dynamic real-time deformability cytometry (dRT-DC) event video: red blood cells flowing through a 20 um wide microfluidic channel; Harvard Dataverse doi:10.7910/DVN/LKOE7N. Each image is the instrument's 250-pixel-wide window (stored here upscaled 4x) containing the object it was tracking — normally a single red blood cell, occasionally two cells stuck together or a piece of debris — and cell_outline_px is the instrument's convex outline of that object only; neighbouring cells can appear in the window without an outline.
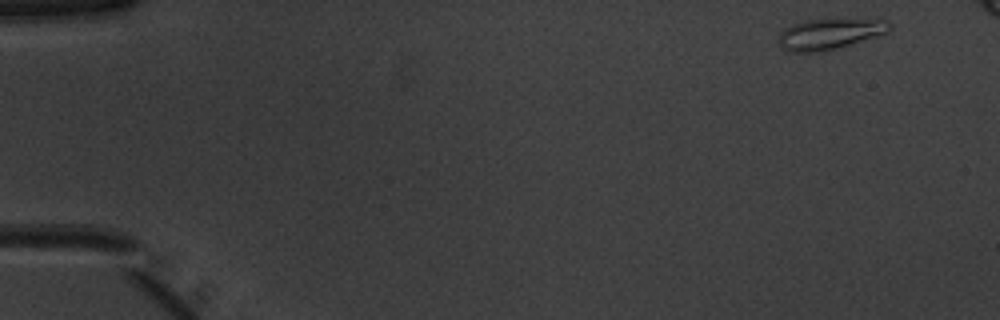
{"species": "common noctule bat (a hibernating species)", "species_latin": "Nyctalus noctula", "temperature_condition": "warm", "stored_images_in_passage": 46, "camera_frame_rate_fps": 3000, "um_per_image_px": 0.085, "animal": {"sex": "male", "body_mass_g": 20.1, "forearm_length_mm": 53.5}, "frame": {"image": 1, "passage_image": 1, "time_ms": 0.0, "image_size_px": [1000, 320], "cell_outline_px": [[892, 28], [888, 32], [876, 36], [836, 48], [820, 52], [792, 52], [780, 48], [776, 40], [780, 32], [784, 28], [792, 24], [804, 20], [840, 16], [888, 20], [892, 24]], "centroid_in_image_um": [70.52, 2.82], "position_along_channel_um": 14.5, "area_um2": 20.98}}
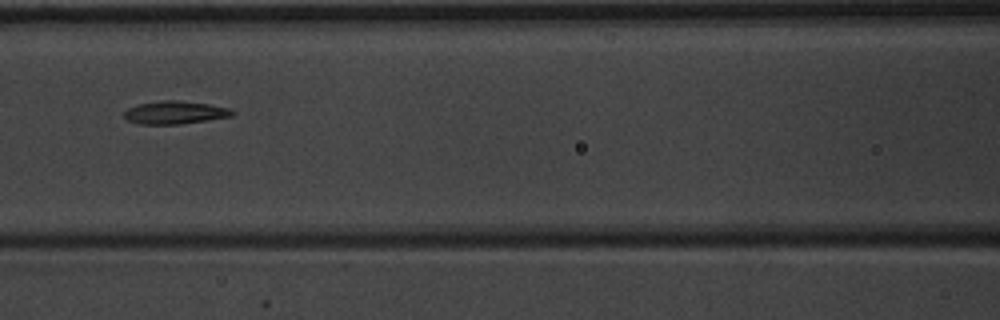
{"frame": {"image": 2, "passage_image": 21, "time_ms": 6.667, "image_size_px": [1000, 320], "cell_outline_px": [[236, 112], [232, 116], [208, 120], [180, 124], [136, 124], [128, 120], [124, 116], [124, 112], [128, 108], [140, 104], [164, 100], [176, 100], [208, 104], [228, 108]], "centroid_in_image_um": [14.87, 9.57], "position_along_channel_um": 151.7, "area_um2": 14.33}}
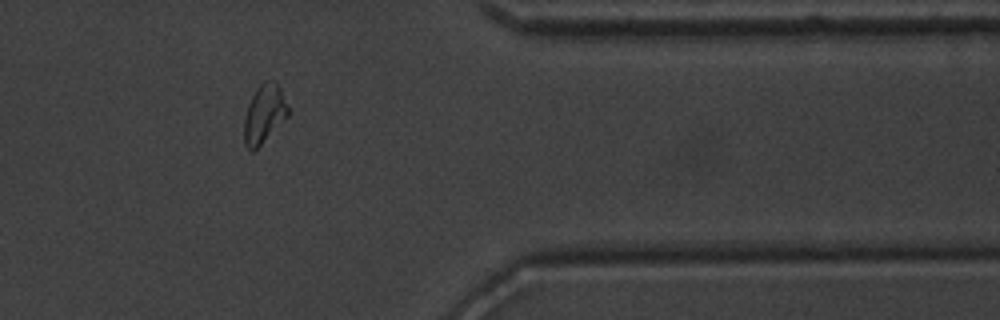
{"frame": {"image": 3, "passage_image": 40, "time_ms": 13.0, "image_size_px": [1000, 320], "cell_outline_px": [[288, 116], [252, 152], [244, 144], [244, 116], [248, 104], [256, 88], [264, 80], [276, 80], [280, 88], [288, 108]], "centroid_in_image_um": [22.43, 9.64], "position_along_channel_um": 389.0, "area_um2": 14.8}}